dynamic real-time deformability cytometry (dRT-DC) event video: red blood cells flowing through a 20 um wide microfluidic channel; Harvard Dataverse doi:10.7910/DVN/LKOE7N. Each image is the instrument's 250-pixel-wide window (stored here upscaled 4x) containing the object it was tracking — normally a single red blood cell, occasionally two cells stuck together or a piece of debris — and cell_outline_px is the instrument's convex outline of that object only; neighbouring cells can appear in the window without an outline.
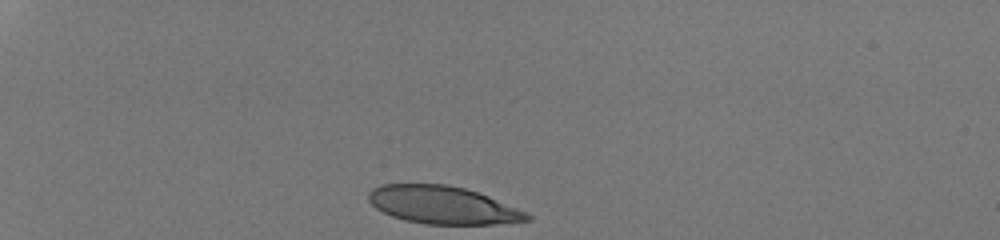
{"species": "human", "species_latin": "Homo sapiens", "temperature_condition": "room temperature", "stored_images_in_passage": 34, "camera_frame_rate_fps": 3000, "um_per_image_px": 0.085, "donor": {"sex": "male"}, "frame": {"image": 1, "passage_image": 1, "time_ms": 0.0, "image_size_px": [1000, 240], "cell_outline_px": [[532, 220], [492, 224], [424, 224], [404, 220], [392, 216], [376, 208], [368, 200], [368, 192], [372, 188], [380, 184], [448, 184], [464, 188], [488, 196], [528, 212], [532, 216]], "centroid_in_image_um": [37.63, 17.42], "position_along_channel_um": 47.4, "area_um2": 34.91}}
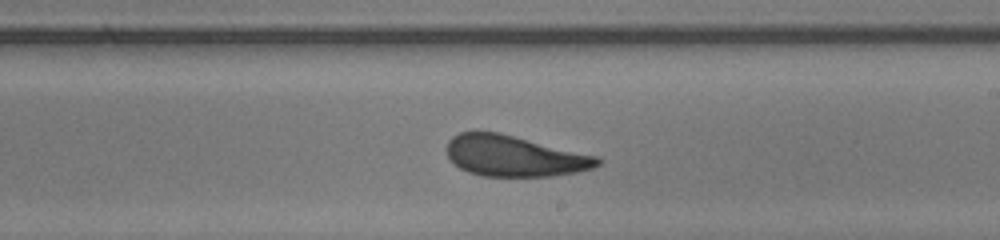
{"frame": {"image": 2, "passage_image": 20, "time_ms": 6.333, "image_size_px": [1000, 240], "cell_outline_px": [[600, 164], [592, 168], [576, 172], [552, 176], [484, 176], [468, 172], [460, 168], [448, 160], [448, 140], [452, 136], [460, 132], [500, 132], [600, 156]], "centroid_in_image_um": [43.74, 13.25], "position_along_channel_um": 245.3, "area_um2": 36.13}}
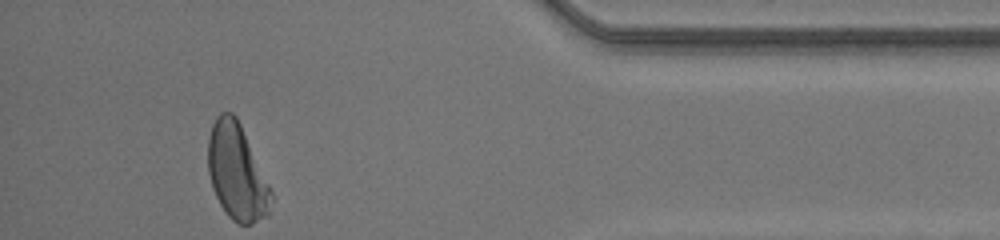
{"frame": {"image": 3, "passage_image": 34, "time_ms": 11.0, "image_size_px": [1000, 240], "cell_outline_px": [[272, 200], [268, 216], [252, 224], [240, 224], [232, 220], [228, 216], [220, 204], [212, 188], [208, 172], [208, 136], [212, 124], [216, 116], [220, 112], [232, 112], [236, 116], [240, 124], [272, 192]], "centroid_in_image_um": [20.11, 14.64], "position_along_channel_um": 415.1, "area_um2": 35.14}, "authors_computed_cell_mechanics": {"area_um2": 36.7897, "velocity_mm_per_s": 4.2302, "shape_relaxation_time_tau1_ms": 4.4108, "shape_relaxation_time_tau2_ms": 1.2264, "deformation_change_tau1": 0.1509, "deformation_change_tau2": 0.0676}}